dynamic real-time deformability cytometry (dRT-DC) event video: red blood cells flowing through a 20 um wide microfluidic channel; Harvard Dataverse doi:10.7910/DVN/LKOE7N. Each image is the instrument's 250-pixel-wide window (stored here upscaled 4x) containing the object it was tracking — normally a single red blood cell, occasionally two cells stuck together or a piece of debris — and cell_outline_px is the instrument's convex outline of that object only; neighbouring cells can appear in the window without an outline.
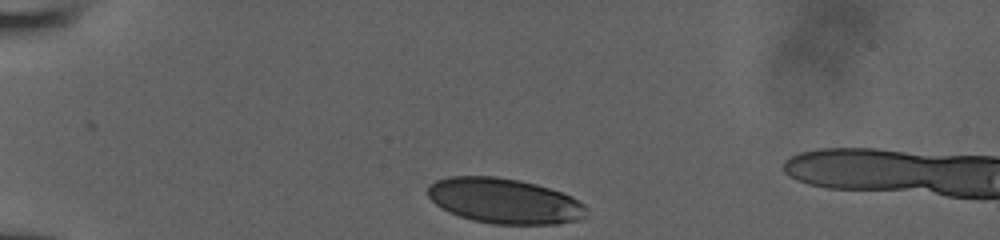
{"species": "human", "species_latin": "Homo sapiens", "temperature_condition": "room temperature", "stored_images_in_passage": 18, "camera_frame_rate_fps": 3000, "um_per_image_px": 0.085, "donor": {"sex": "male"}, "frame": {"image": 1, "passage_image": 1, "time_ms": 0.0, "image_size_px": [1000, 240], "cell_outline_px": [[588, 208], [584, 216], [580, 220], [556, 224], [492, 224], [472, 220], [448, 212], [440, 208], [428, 196], [428, 184], [436, 180], [448, 176], [496, 176], [520, 180], [536, 184], [572, 196], [584, 204]], "centroid_in_image_um": [42.86, 17.07], "position_along_channel_um": 42.1, "area_um2": 42.08}}
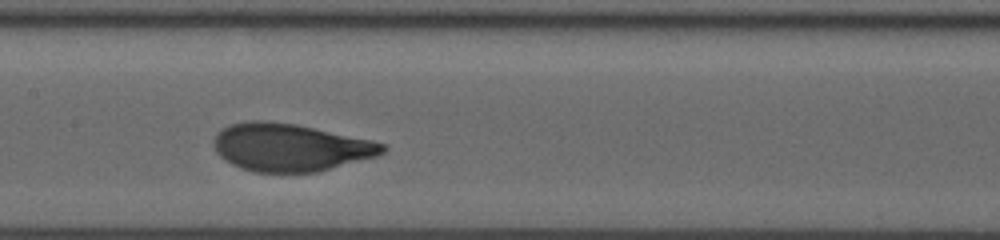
{"frame": {"image": 2, "passage_image": 11, "time_ms": 3.333, "image_size_px": [1000, 240], "cell_outline_px": [[388, 148], [384, 152], [376, 156], [316, 172], [252, 172], [240, 168], [224, 160], [216, 152], [212, 144], [216, 136], [224, 128], [232, 124], [256, 120], [260, 120], [296, 124], [372, 140], [384, 144]], "centroid_in_image_um": [24.66, 12.53], "position_along_channel_um": 182.7, "area_um2": 46.53}}
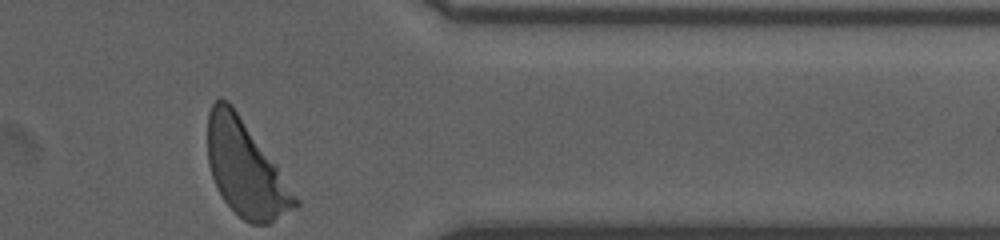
{"frame": {"image": 3, "passage_image": 18, "time_ms": 5.667, "image_size_px": [1000, 240], "cell_outline_px": [[300, 204], [268, 224], [252, 224], [244, 220], [224, 200], [216, 188], [208, 164], [208, 112], [212, 104], [216, 100], [228, 100], [232, 104], [276, 164], [300, 200]], "centroid_in_image_um": [20.86, 14.33], "position_along_channel_um": 390.5, "area_um2": 48.09}}